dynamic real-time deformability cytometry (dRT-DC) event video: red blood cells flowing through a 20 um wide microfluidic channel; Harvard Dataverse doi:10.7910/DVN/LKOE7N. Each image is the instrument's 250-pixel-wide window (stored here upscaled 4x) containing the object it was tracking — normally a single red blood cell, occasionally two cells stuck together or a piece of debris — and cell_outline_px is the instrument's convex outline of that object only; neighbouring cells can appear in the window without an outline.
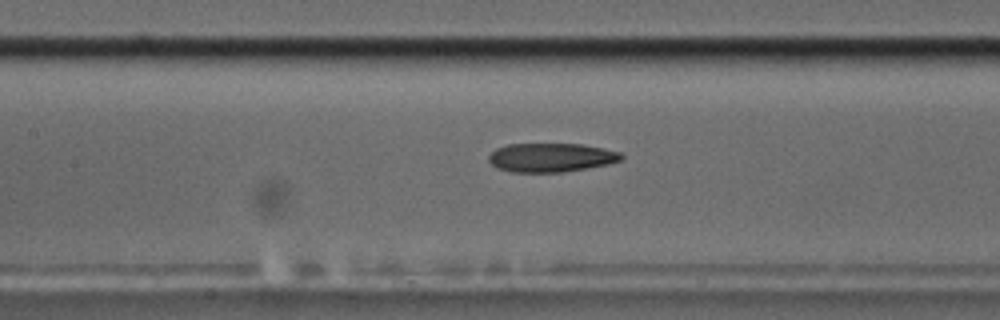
{"species": "common noctule bat (a hibernating species)", "species_latin": "Nyctalus noctula", "temperature_condition": "cold", "stored_images_in_passage": 33, "camera_frame_rate_fps": 3000, "um_per_image_px": 0.085, "animal": {"sex": "male", "body_mass_g": 17.5, "forearm_length_mm": 52.3}, "frame": {"image": 1, "passage_image": 9, "time_ms": 2.667, "image_size_px": [1000, 320], "cell_outline_px": [[624, 156], [620, 160], [608, 164], [588, 168], [564, 172], [512, 172], [496, 168], [488, 160], [488, 156], [496, 148], [508, 144], [580, 144], [604, 148], [620, 152]], "centroid_in_image_um": [46.83, 13.39], "position_along_channel_um": 160.6, "area_um2": 22.37}}
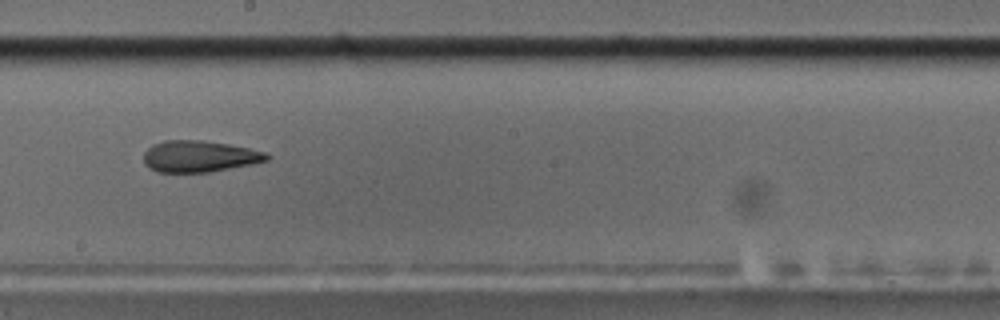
{"frame": {"image": 2, "passage_image": 15, "time_ms": 4.667, "image_size_px": [1000, 320], "cell_outline_px": [[272, 156], [268, 160], [252, 164], [208, 172], [160, 172], [148, 168], [144, 164], [144, 152], [152, 144], [164, 140], [204, 140], [228, 144], [248, 148], [264, 152]], "centroid_in_image_um": [16.92, 13.28], "position_along_channel_um": 231.3, "area_um2": 22.6}}
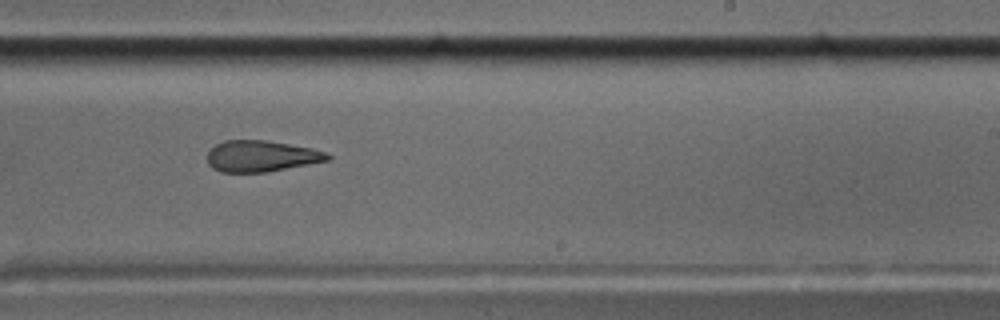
{"frame": {"image": 3, "passage_image": 18, "time_ms": 5.667, "image_size_px": [1000, 320], "cell_outline_px": [[332, 156], [328, 160], [268, 172], [220, 172], [212, 168], [208, 164], [208, 152], [216, 144], [224, 140], [268, 140], [312, 148], [324, 152]], "centroid_in_image_um": [22.18, 13.27], "position_along_channel_um": 266.8, "area_um2": 21.85}}